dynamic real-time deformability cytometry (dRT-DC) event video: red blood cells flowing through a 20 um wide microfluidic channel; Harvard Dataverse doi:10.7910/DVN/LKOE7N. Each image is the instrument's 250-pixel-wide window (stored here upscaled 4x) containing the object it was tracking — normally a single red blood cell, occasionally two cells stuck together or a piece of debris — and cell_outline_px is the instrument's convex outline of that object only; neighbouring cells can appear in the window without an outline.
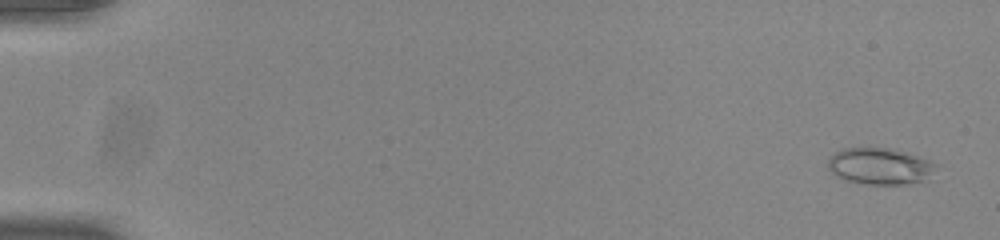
{"species": "common noctule bat (a hibernating species)", "species_latin": "Nyctalus noctula", "temperature_condition": "room temperature", "stored_images_in_passage": 54, "camera_frame_rate_fps": 3000, "um_per_image_px": 0.085, "animal": {"sex": "male", "body_mass_g": 20.0, "forearm_length_mm": 53.3}, "frame": {"image": 1, "passage_image": 2, "time_ms": 0.333, "image_size_px": [1000, 240], "cell_outline_px": [[936, 164], [924, 180], [908, 184], [868, 184], [848, 180], [836, 176], [828, 168], [828, 160], [836, 152], [844, 148], [892, 148], [928, 160]], "centroid_in_image_um": [74.74, 14.12], "position_along_channel_um": 10.3, "area_um2": 22.37}}
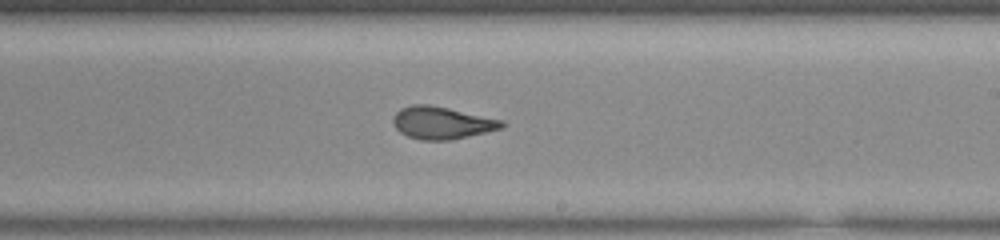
{"frame": {"image": 2, "passage_image": 33, "time_ms": 10.667, "image_size_px": [1000, 240], "cell_outline_px": [[508, 124], [504, 128], [468, 136], [448, 140], [420, 140], [408, 136], [400, 132], [396, 128], [392, 120], [392, 116], [400, 108], [412, 104], [428, 104], [448, 108], [504, 120]], "centroid_in_image_um": [37.57, 10.43], "position_along_channel_um": 251.4, "area_um2": 20.63}}
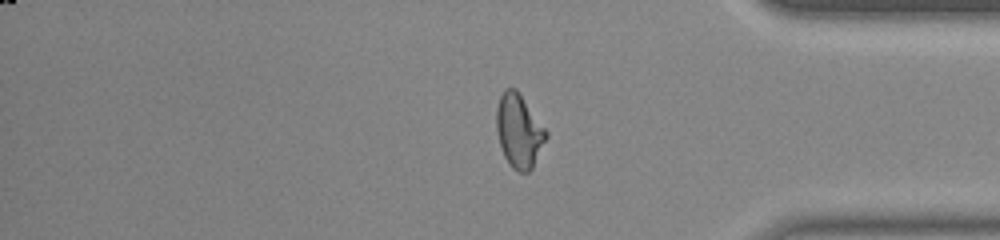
{"frame": {"image": 3, "passage_image": 45, "time_ms": 14.667, "image_size_px": [1000, 240], "cell_outline_px": [[548, 136], [532, 168], [528, 172], [520, 172], [512, 168], [508, 164], [504, 156], [500, 144], [496, 128], [496, 108], [500, 96], [504, 88], [516, 88], [548, 132]], "centroid_in_image_um": [44.11, 11.12], "position_along_channel_um": 391.1, "area_um2": 21.27}, "authors_computed_cell_mechanics": {"area_um2": 21.0681, "velocity_mm_per_s": 3.8824, "shape_relaxation_time_tau1_ms": null, "shape_relaxation_time_tau2_ms": 1.1594, "deformation_change_tau1": null, "deformation_change_tau2": 0.073}}